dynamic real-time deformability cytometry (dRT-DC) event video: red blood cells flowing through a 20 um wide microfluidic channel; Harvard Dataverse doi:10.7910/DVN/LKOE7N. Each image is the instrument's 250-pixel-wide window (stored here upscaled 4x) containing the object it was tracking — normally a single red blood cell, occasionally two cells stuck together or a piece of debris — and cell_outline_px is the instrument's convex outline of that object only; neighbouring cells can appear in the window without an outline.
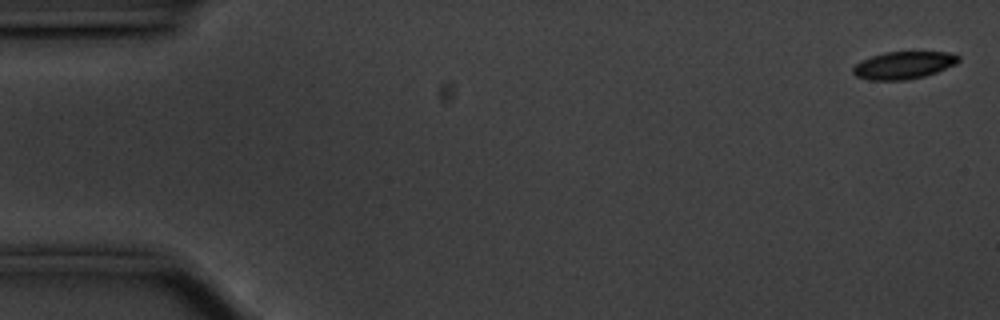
{"species": "common noctule bat (a hibernating species)", "species_latin": "Nyctalus noctula", "temperature_condition": "cold", "stored_images_in_passage": 11, "camera_frame_rate_fps": 3000, "um_per_image_px": 0.085, "animal": {"sex": "male", "body_mass_g": 20.1, "forearm_length_mm": 53.5}, "frame": {"image": 1, "passage_image": 2, "time_ms": 0.333, "image_size_px": [1000, 320], "cell_outline_px": [[960, 60], [956, 64], [936, 72], [924, 76], [904, 80], [872, 80], [856, 76], [852, 72], [852, 68], [856, 64], [872, 56], [884, 52], [948, 52], [960, 56]], "centroid_in_image_um": [76.82, 5.54], "position_along_channel_um": 8.2, "area_um2": 16.7}}